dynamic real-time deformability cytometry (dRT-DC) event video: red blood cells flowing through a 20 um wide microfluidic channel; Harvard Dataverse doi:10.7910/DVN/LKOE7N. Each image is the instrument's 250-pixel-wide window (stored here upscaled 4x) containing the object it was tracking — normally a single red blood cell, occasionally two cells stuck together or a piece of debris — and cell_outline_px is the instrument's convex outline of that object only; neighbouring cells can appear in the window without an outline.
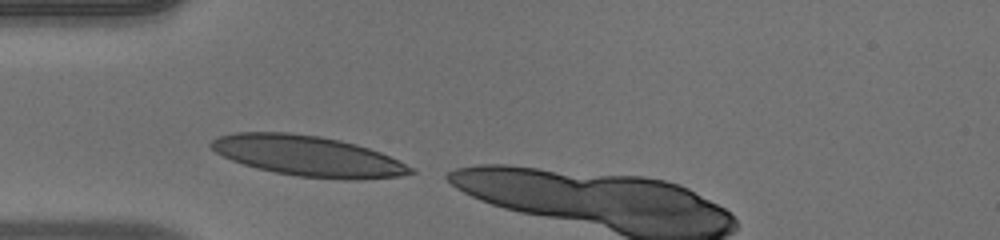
{"species": "human", "species_latin": "Homo sapiens", "temperature_condition": "warm", "stored_images_in_passage": 8, "camera_frame_rate_fps": 3000, "um_per_image_px": 0.085, "donor": {"sex": "male"}, "frame": {"image": 1, "passage_image": 1, "time_ms": 0.0, "image_size_px": [1000, 240], "cell_outline_px": [[416, 172], [400, 176], [364, 180], [344, 180], [296, 176], [256, 168], [232, 160], [216, 152], [208, 144], [216, 136], [236, 132], [288, 132], [320, 136], [340, 140], [356, 144], [380, 152], [412, 168]], "centroid_in_image_um": [26.15, 13.26], "position_along_channel_um": 58.8, "area_um2": 46.93}}
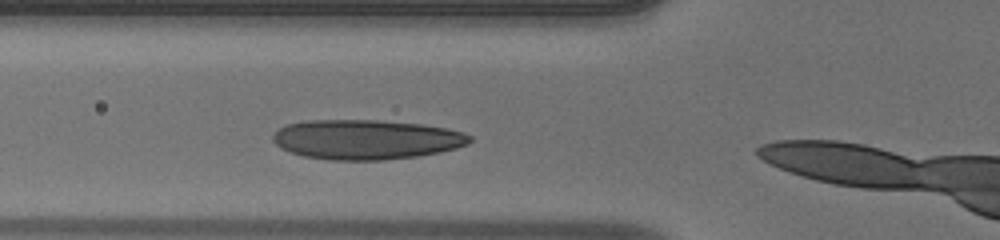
{"frame": {"image": 2, "passage_image": 4, "time_ms": 1.0, "image_size_px": [1000, 240], "cell_outline_px": [[472, 140], [468, 144], [456, 148], [440, 152], [416, 156], [384, 160], [328, 160], [304, 156], [280, 148], [272, 140], [272, 136], [284, 124], [304, 120], [380, 120], [424, 124], [448, 128], [464, 132], [472, 136]], "centroid_in_image_um": [31.14, 11.85], "position_along_channel_um": 94.7, "area_um2": 45.95}}
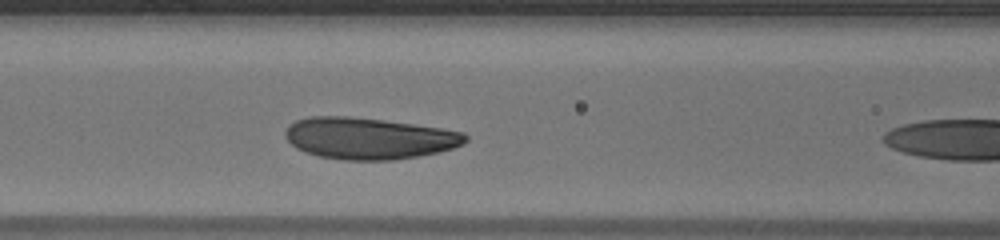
{"frame": {"image": 3, "passage_image": 7, "time_ms": 2.0, "image_size_px": [1000, 240], "cell_outline_px": [[468, 140], [464, 144], [452, 148], [436, 152], [416, 156], [392, 160], [344, 160], [320, 156], [304, 152], [296, 148], [284, 136], [284, 132], [288, 124], [296, 120], [308, 116], [348, 116], [384, 120], [440, 128], [464, 132], [468, 136]], "centroid_in_image_um": [31.32, 11.75], "position_along_channel_um": 135.3, "area_um2": 43.64}}